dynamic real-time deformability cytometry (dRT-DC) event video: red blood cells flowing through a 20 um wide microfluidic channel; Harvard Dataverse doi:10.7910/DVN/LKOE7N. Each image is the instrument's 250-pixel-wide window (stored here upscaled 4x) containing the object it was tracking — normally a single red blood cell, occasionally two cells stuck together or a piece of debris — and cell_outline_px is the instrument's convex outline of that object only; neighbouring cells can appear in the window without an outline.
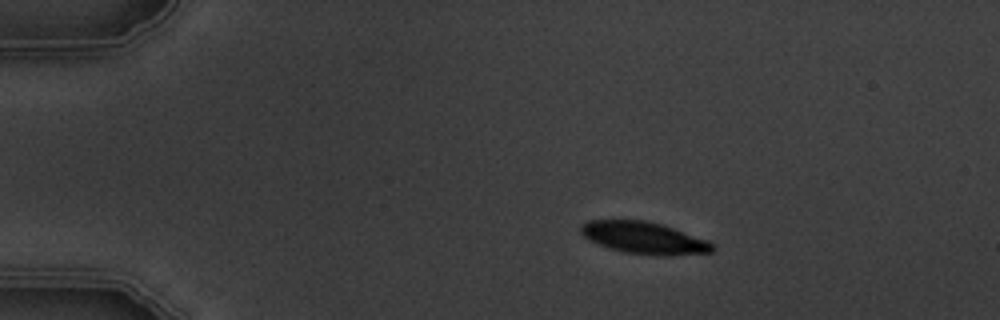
{"species": "common noctule bat (a hibernating species)", "species_latin": "Nyctalus noctula", "temperature_condition": "warm", "stored_images_in_passage": 4, "camera_frame_rate_fps": 3000, "um_per_image_px": 0.085, "animal": {"sex": "male", "body_mass_g": 19.5, "forearm_length_mm": 54.6}, "frame": {"image": 1, "passage_image": 3, "time_ms": 2.333, "image_size_px": [1000, 320], "cell_outline_px": [[716, 248], [712, 252], [668, 256], [656, 256], [624, 252], [608, 248], [588, 240], [580, 232], [580, 224], [588, 220], [644, 220], [660, 224], [708, 240]], "centroid_in_image_um": [54.71, 20.23], "position_along_channel_um": 30.3, "area_um2": 24.62}}